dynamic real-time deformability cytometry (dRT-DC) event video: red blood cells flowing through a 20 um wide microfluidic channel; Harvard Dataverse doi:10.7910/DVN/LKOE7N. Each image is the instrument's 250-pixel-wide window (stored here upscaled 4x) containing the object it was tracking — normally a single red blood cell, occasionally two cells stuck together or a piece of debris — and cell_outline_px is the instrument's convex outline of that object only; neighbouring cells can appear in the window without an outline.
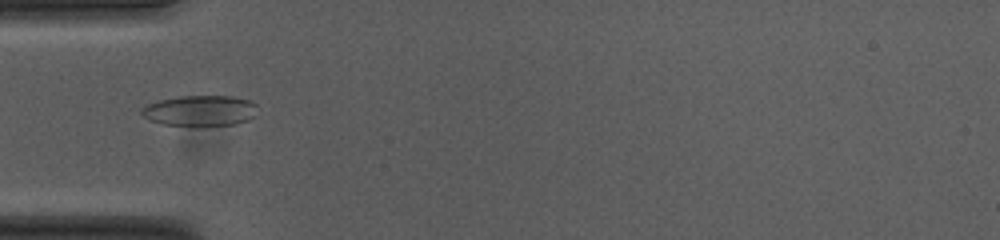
{"species": "common noctule bat (a hibernating species)", "species_latin": "Nyctalus noctula", "temperature_condition": "cold", "stored_images_in_passage": 32, "camera_frame_rate_fps": 3000, "um_per_image_px": 0.085, "animal": {"sex": "female", "body_mass_g": 23.0, "forearm_length_mm": 53.4}, "frame": {"image": 1, "passage_image": 1, "time_ms": 0.0, "image_size_px": [1000, 240], "cell_outline_px": [[256, 116], [248, 120], [236, 124], [160, 124], [148, 120], [140, 112], [148, 104], [160, 100], [180, 96], [232, 96], [252, 100], [256, 104]], "centroid_in_image_um": [17.05, 9.38], "position_along_channel_um": 67.9, "area_um2": 20.35}}
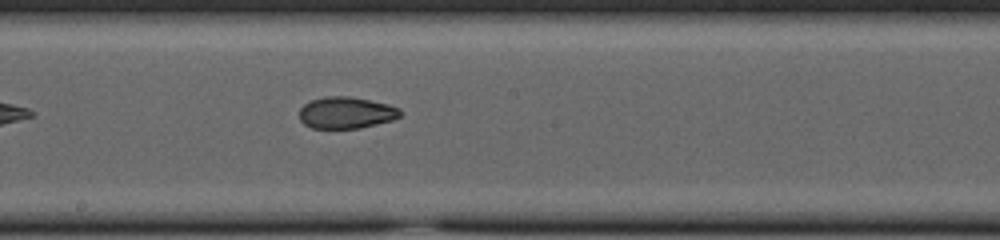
{"frame": {"image": 2, "passage_image": 13, "time_ms": 4.0, "image_size_px": [1000, 240], "cell_outline_px": [[400, 116], [392, 120], [360, 128], [312, 128], [304, 124], [300, 120], [300, 108], [308, 100], [324, 96], [352, 96], [388, 104], [400, 108]], "centroid_in_image_um": [29.4, 9.56], "position_along_channel_um": 218.8, "area_um2": 18.73}}
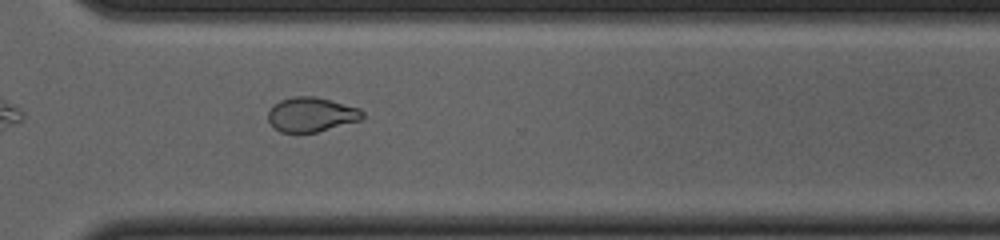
{"frame": {"image": 3, "passage_image": 23, "time_ms": 7.333, "image_size_px": [1000, 240], "cell_outline_px": [[364, 116], [360, 120], [316, 132], [280, 132], [268, 120], [268, 112], [280, 100], [292, 96], [316, 96], [332, 100], [360, 108], [364, 112]], "centroid_in_image_um": [26.49, 9.72], "position_along_channel_um": 344.1, "area_um2": 18.84}, "authors_computed_cell_mechanics": {"area_um2": 19.2185, "velocity_mm_per_s": 3.7562, "shape_relaxation_time_tau1_ms": null, "shape_relaxation_time_tau2_ms": 1.947, "deformation_change_tau1": null, "deformation_change_tau2": 0.0524}}